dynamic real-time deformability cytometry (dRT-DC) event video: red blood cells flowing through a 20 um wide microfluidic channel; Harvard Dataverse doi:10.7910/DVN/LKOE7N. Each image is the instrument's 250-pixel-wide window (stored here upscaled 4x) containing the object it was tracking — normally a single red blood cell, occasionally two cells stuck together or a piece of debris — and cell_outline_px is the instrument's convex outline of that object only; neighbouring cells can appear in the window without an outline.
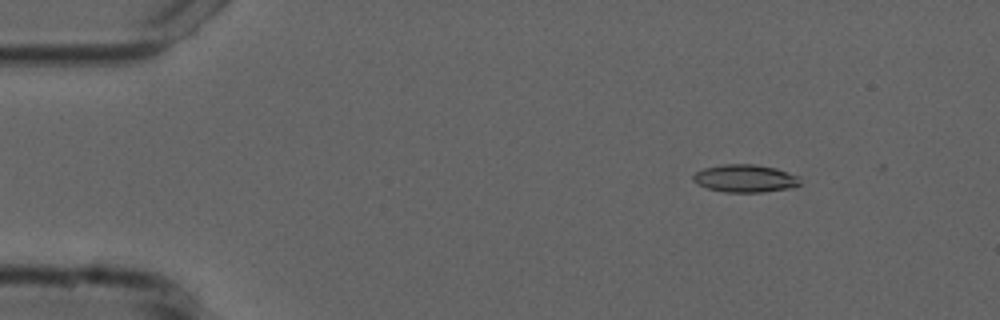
{"species": "common noctule bat (a hibernating species)", "species_latin": "Nyctalus noctula", "temperature_condition": "cold", "stored_images_in_passage": 30, "camera_frame_rate_fps": 3000, "um_per_image_px": 0.085, "animal": {"sex": "male", "forearm_length_mm": 52.5}, "frame": {"image": 1, "passage_image": 2, "time_ms": 0.333, "image_size_px": [1000, 320], "cell_outline_px": [[800, 184], [792, 188], [764, 192], [724, 192], [708, 188], [692, 180], [692, 176], [696, 172], [704, 168], [724, 164], [756, 164], [776, 168], [800, 176]], "centroid_in_image_um": [63.37, 15.16], "position_along_channel_um": 21.6, "area_um2": 17.34}}
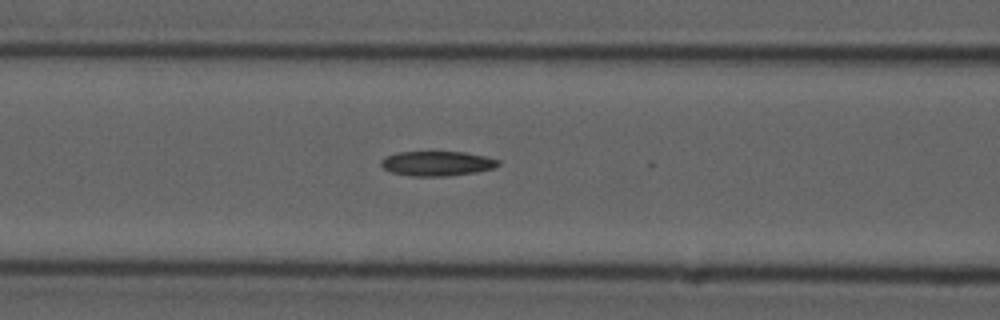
{"frame": {"image": 2, "passage_image": 17, "time_ms": 5.333, "image_size_px": [1000, 320], "cell_outline_px": [[500, 164], [492, 168], [476, 172], [448, 176], [412, 176], [392, 172], [384, 168], [380, 164], [380, 160], [396, 152], [464, 152], [484, 156], [500, 160]], "centroid_in_image_um": [37.15, 13.89], "position_along_channel_um": 129.5, "area_um2": 16.76}}
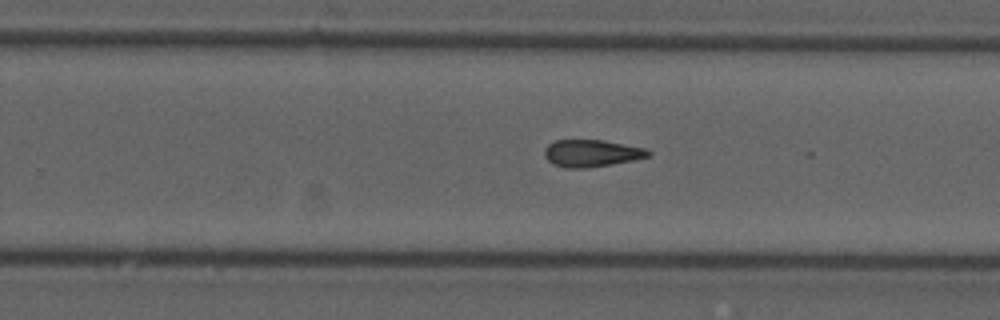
{"frame": {"image": 3, "passage_image": 29, "time_ms": 9.333, "image_size_px": [1000, 320], "cell_outline_px": [[652, 156], [612, 164], [588, 168], [568, 168], [552, 164], [544, 156], [544, 148], [548, 144], [556, 140], [604, 140], [644, 148], [652, 152]], "centroid_in_image_um": [50.27, 13.03], "position_along_channel_um": 279.5, "area_um2": 16.47}}